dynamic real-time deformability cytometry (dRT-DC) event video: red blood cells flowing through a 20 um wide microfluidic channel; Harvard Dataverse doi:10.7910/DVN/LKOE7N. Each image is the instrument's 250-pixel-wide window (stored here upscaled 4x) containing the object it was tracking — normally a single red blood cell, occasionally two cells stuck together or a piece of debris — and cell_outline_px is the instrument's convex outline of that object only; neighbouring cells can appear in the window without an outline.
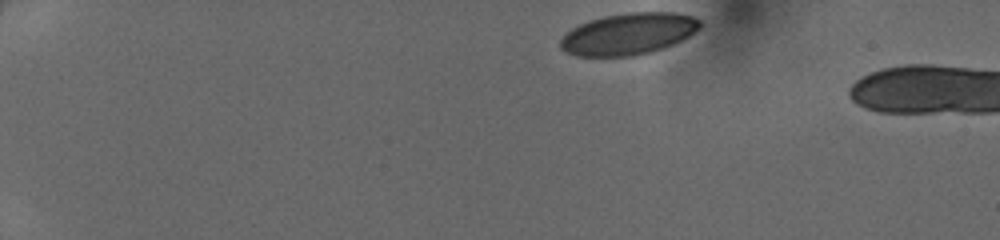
{"species": "human", "species_latin": "Homo sapiens", "temperature_condition": "cold", "stored_images_in_passage": 41, "camera_frame_rate_fps": 3000, "um_per_image_px": 0.085, "donor": {"sex": "female"}, "frame": {"image": 1, "passage_image": 1, "time_ms": 0.0, "image_size_px": [1000, 240], "cell_outline_px": [[700, 28], [688, 36], [672, 44], [648, 52], [632, 56], [576, 56], [564, 52], [560, 48], [560, 40], [572, 28], [588, 20], [604, 16], [628, 12], [676, 12], [692, 16], [700, 20]], "centroid_in_image_um": [53.39, 2.87], "position_along_channel_um": 31.6, "area_um2": 33.7}}
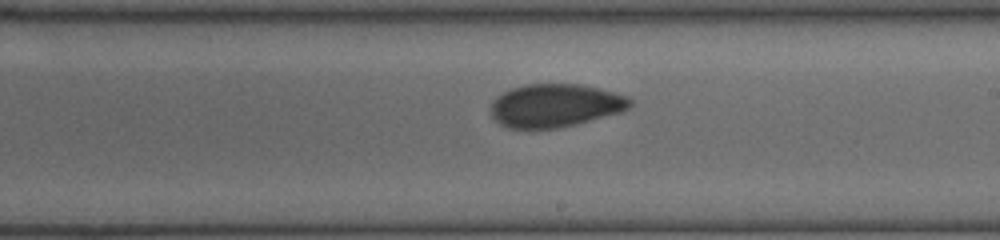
{"frame": {"image": 2, "passage_image": 23, "time_ms": 7.333, "image_size_px": [1000, 240], "cell_outline_px": [[632, 104], [624, 112], [556, 128], [508, 128], [500, 124], [492, 116], [492, 100], [496, 96], [512, 88], [524, 84], [580, 84], [600, 88], [628, 96], [632, 100]], "centroid_in_image_um": [47.22, 8.95], "position_along_channel_um": 241.8, "area_um2": 35.03}}
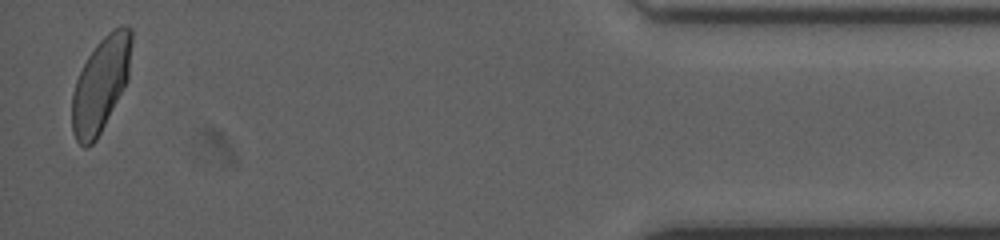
{"frame": {"image": 3, "passage_image": 40, "time_ms": 13.0, "image_size_px": [1000, 240], "cell_outline_px": [[132, 44], [128, 80], [96, 140], [92, 144], [84, 148], [76, 140], [72, 132], [72, 92], [76, 80], [88, 56], [96, 44], [112, 28], [120, 24], [124, 24], [132, 28]], "centroid_in_image_um": [8.57, 7.13], "position_along_channel_um": 426.6, "area_um2": 32.89}}